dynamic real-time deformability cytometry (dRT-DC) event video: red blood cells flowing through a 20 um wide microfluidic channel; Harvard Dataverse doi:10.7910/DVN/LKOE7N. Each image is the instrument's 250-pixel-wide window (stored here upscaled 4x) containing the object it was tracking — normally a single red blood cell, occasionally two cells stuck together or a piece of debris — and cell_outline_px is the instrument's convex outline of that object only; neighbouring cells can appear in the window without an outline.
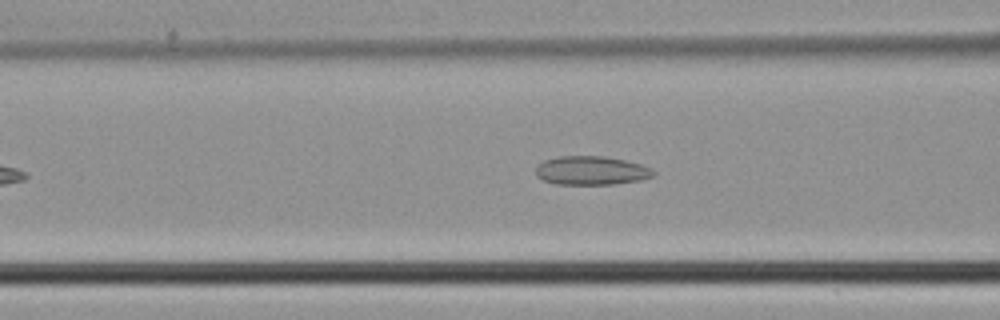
{"species": "common noctule bat (a hibernating species)", "species_latin": "Nyctalus noctula", "temperature_condition": "cold", "stored_images_in_passage": 37, "camera_frame_rate_fps": 3000, "um_per_image_px": 0.085, "animal": {"sex": "male", "body_mass_g": 21.5, "forearm_length_mm": 52.0}, "frame": {"image": 1, "passage_image": 9, "time_ms": 2.667, "image_size_px": [1000, 320], "cell_outline_px": [[656, 172], [652, 176], [640, 180], [612, 184], [556, 184], [544, 180], [536, 176], [536, 168], [544, 160], [560, 156], [604, 156], [624, 160], [640, 164], [652, 168]], "centroid_in_image_um": [50.26, 14.49], "position_along_channel_um": 116.3, "area_um2": 19.59}}
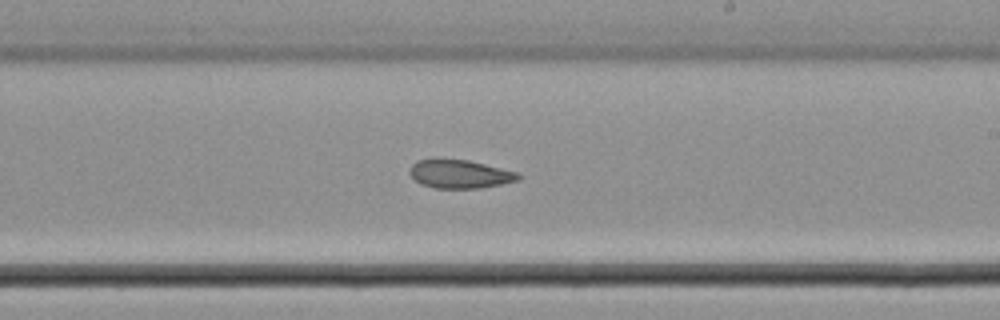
{"frame": {"image": 2, "passage_image": 18, "time_ms": 5.667, "image_size_px": [1000, 320], "cell_outline_px": [[524, 176], [520, 180], [480, 188], [436, 188], [420, 184], [408, 172], [408, 168], [412, 164], [420, 160], [436, 156], [468, 160], [520, 172]], "centroid_in_image_um": [39.09, 14.75], "position_along_channel_um": 249.9, "area_um2": 18.67}}
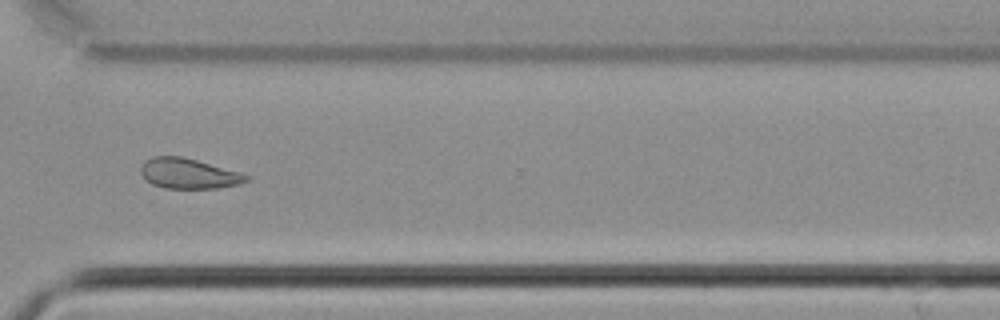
{"frame": {"image": 3, "passage_image": 25, "time_ms": 8.0, "image_size_px": [1000, 320], "cell_outline_px": [[248, 180], [236, 184], [216, 188], [164, 188], [152, 184], [140, 172], [140, 168], [144, 160], [152, 156], [180, 156], [196, 160], [240, 172], [248, 176]], "centroid_in_image_um": [15.98, 14.74], "position_along_channel_um": 354.6, "area_um2": 18.32}}